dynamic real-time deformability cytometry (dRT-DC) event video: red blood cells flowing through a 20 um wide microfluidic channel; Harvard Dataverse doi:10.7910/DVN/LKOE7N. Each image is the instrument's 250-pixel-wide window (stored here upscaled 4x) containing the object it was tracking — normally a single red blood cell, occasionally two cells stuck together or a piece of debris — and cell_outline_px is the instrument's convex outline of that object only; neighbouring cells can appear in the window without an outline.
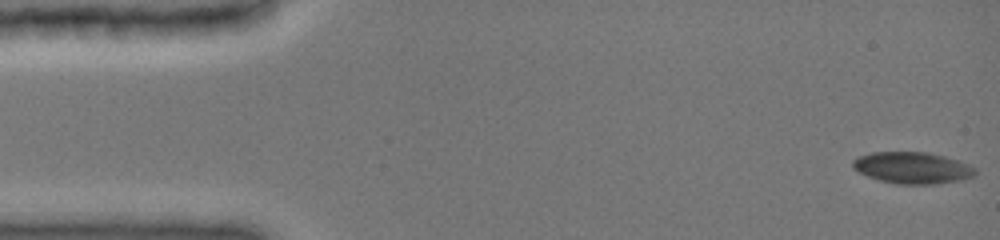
{"species": "common noctule bat (a hibernating species)", "species_latin": "Nyctalus noctula", "temperature_condition": "cold", "stored_images_in_passage": 48, "camera_frame_rate_fps": 3000, "um_per_image_px": 0.085, "animal": {"sex": "female", "body_mass_g": 19.0, "forearm_length_mm": 51.5}, "frame": {"image": 1, "passage_image": 1, "time_ms": 0.0, "image_size_px": [1000, 240], "cell_outline_px": [[976, 176], [960, 180], [936, 184], [896, 184], [880, 180], [868, 176], [852, 168], [852, 160], [860, 156], [872, 152], [928, 152], [960, 160], [976, 168]], "centroid_in_image_um": [77.59, 14.26], "position_along_channel_um": 7.4, "area_um2": 22.66}}
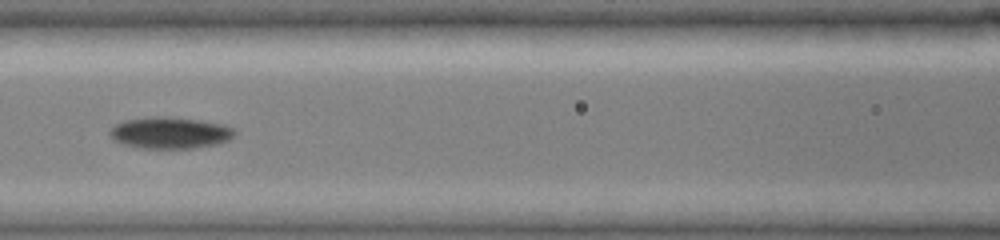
{"frame": {"image": 2, "passage_image": 21, "time_ms": 6.667, "image_size_px": [1000, 240], "cell_outline_px": [[236, 132], [228, 140], [216, 144], [192, 148], [140, 148], [120, 144], [112, 140], [108, 132], [116, 124], [124, 120], [148, 116], [164, 116], [200, 120], [224, 124], [232, 128]], "centroid_in_image_um": [14.39, 11.28], "position_along_channel_um": 152.2, "area_um2": 23.12}}
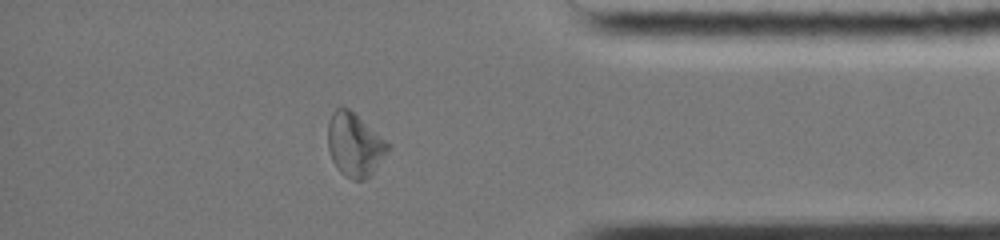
{"frame": {"image": 3, "passage_image": 41, "time_ms": 13.333, "image_size_px": [1000, 240], "cell_outline_px": [[388, 152], [372, 176], [364, 180], [352, 180], [344, 176], [336, 168], [332, 160], [328, 148], [328, 120], [332, 112], [336, 108], [348, 108], [384, 140], [388, 144]], "centroid_in_image_um": [30.12, 12.36], "position_along_channel_um": 405.1, "area_um2": 22.02}}